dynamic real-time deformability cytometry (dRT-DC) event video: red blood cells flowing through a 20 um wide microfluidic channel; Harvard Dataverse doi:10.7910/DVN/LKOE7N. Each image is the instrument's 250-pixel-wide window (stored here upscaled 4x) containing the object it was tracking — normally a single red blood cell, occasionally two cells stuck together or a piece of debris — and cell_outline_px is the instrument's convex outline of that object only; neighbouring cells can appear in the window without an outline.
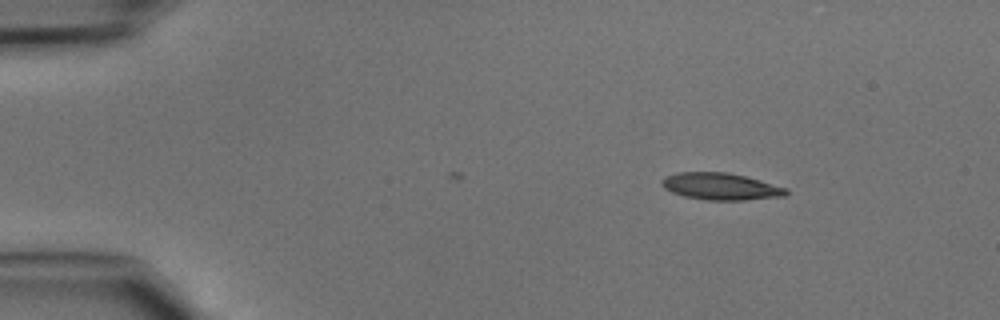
{"species": "common noctule bat (a hibernating species)", "species_latin": "Nyctalus noctula", "temperature_condition": "cold", "stored_images_in_passage": 31, "camera_frame_rate_fps": 3000, "um_per_image_px": 0.085, "animal": {"sex": "male", "body_mass_g": 15.6}, "frame": {"image": 1, "passage_image": 1, "time_ms": 0.0, "image_size_px": [1000, 320], "cell_outline_px": [[788, 192], [784, 196], [744, 200], [708, 200], [684, 196], [672, 192], [664, 188], [660, 184], [660, 180], [664, 176], [676, 172], [728, 172], [760, 180], [788, 188]], "centroid_in_image_um": [61.22, 15.84], "position_along_channel_um": 23.8, "area_um2": 19.59}}
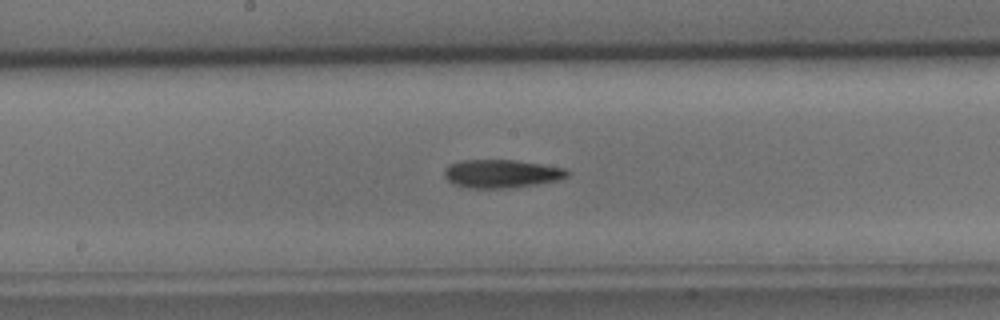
{"frame": {"image": 2, "passage_image": 19, "time_ms": 6.0, "image_size_px": [1000, 320], "cell_outline_px": [[568, 176], [556, 180], [536, 184], [508, 188], [472, 188], [456, 184], [448, 180], [444, 176], [444, 168], [448, 164], [460, 160], [512, 160], [568, 168]], "centroid_in_image_um": [42.6, 14.75], "position_along_channel_um": 205.6, "area_um2": 20.11}}
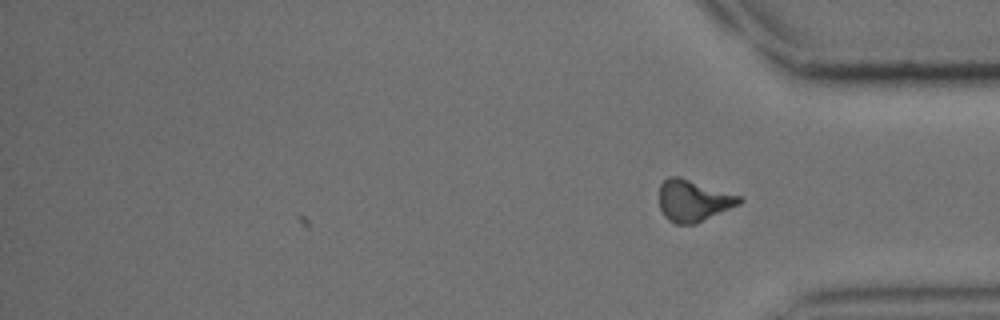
{"frame": {"image": 3, "passage_image": 31, "time_ms": 10.0, "image_size_px": [1000, 320], "cell_outline_px": [[744, 200], [740, 204], [696, 224], [676, 224], [668, 220], [664, 216], [660, 208], [660, 184], [668, 176], [680, 176], [744, 196]], "centroid_in_image_um": [58.97, 17.04], "position_along_channel_um": 376.2, "area_um2": 19.83}}